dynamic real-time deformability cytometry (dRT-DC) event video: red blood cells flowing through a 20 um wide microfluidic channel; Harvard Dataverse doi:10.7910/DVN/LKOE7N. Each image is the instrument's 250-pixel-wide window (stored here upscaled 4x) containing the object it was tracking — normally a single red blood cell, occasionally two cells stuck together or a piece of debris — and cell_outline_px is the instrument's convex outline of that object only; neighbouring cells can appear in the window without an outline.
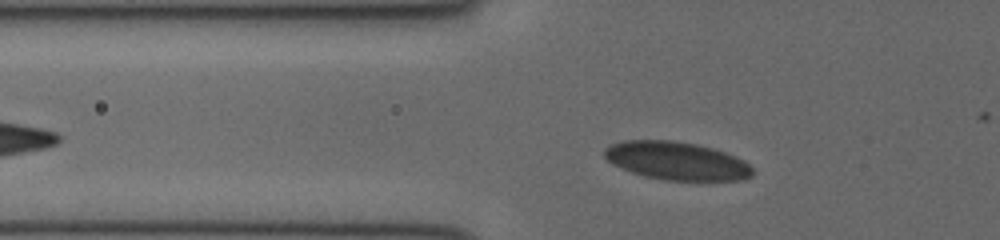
{"species": "human", "species_latin": "Homo sapiens", "temperature_condition": "cold", "stored_images_in_passage": 31, "camera_frame_rate_fps": 3000, "um_per_image_px": 0.085, "donor": {"sex": "female"}, "frame": {"image": 1, "passage_image": 3, "time_ms": 0.667, "image_size_px": [1000, 240], "cell_outline_px": [[752, 176], [744, 180], [664, 180], [644, 176], [632, 172], [612, 164], [604, 156], [604, 148], [612, 144], [624, 140], [672, 140], [696, 144], [712, 148], [736, 156], [744, 160], [752, 168]], "centroid_in_image_um": [57.51, 13.67], "position_along_channel_um": 68.3, "area_um2": 32.89}}
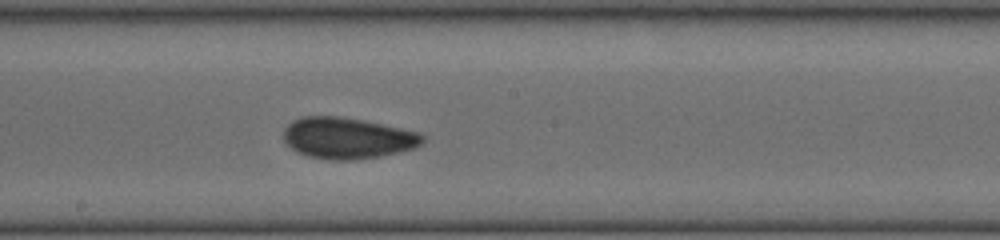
{"frame": {"image": 2, "passage_image": 14, "time_ms": 4.333, "image_size_px": [1000, 240], "cell_outline_px": [[424, 140], [416, 148], [400, 152], [380, 156], [356, 160], [328, 160], [308, 156], [296, 152], [284, 140], [284, 128], [292, 120], [304, 116], [336, 116], [364, 120], [420, 132], [424, 136]], "centroid_in_image_um": [29.54, 11.74], "position_along_channel_um": 218.7, "area_um2": 33.58}}
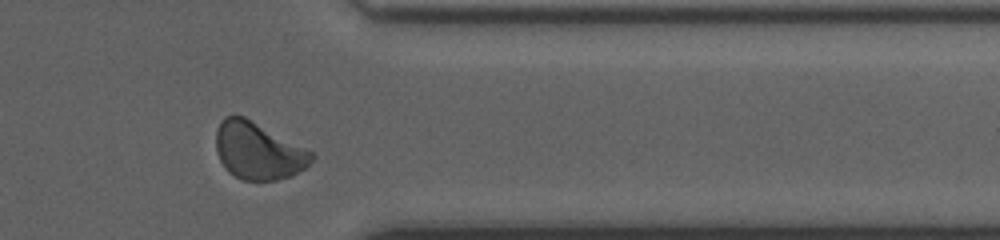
{"frame": {"image": 3, "passage_image": 26, "time_ms": 8.333, "image_size_px": [1000, 240], "cell_outline_px": [[316, 156], [304, 168], [292, 176], [276, 180], [240, 180], [228, 172], [224, 168], [216, 152], [216, 132], [224, 116], [244, 116], [312, 152]], "centroid_in_image_um": [21.92, 12.85], "position_along_channel_um": 389.5, "area_um2": 31.56}}